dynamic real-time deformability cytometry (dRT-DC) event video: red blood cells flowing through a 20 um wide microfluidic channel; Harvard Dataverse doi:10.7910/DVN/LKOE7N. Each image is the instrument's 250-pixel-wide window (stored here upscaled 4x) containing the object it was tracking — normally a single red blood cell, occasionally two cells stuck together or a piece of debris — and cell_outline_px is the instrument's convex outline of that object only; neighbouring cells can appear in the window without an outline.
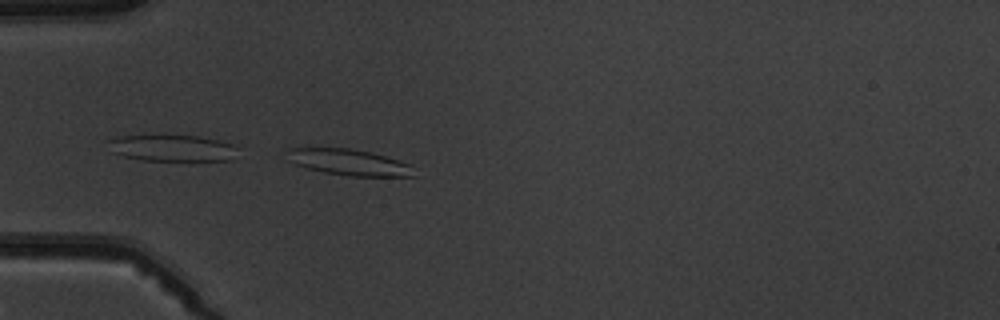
{"species": "common noctule bat (a hibernating species)", "species_latin": "Nyctalus noctula", "temperature_condition": "warm", "stored_images_in_passage": 3, "camera_frame_rate_fps": 3000, "um_per_image_px": 0.085, "animal": {"sex": "male", "body_mass_g": 19.5, "forearm_length_mm": 54.6}, "frame": {"image": 1, "passage_image": 3, "time_ms": 2.333, "image_size_px": [1000, 320], "cell_outline_px": [[416, 176], [348, 176], [324, 172], [292, 164], [284, 160], [288, 148], [348, 148], [372, 152], [400, 160], [412, 164]], "centroid_in_image_um": [29.64, 13.79], "position_along_channel_um": 55.4, "area_um2": 19.71}}